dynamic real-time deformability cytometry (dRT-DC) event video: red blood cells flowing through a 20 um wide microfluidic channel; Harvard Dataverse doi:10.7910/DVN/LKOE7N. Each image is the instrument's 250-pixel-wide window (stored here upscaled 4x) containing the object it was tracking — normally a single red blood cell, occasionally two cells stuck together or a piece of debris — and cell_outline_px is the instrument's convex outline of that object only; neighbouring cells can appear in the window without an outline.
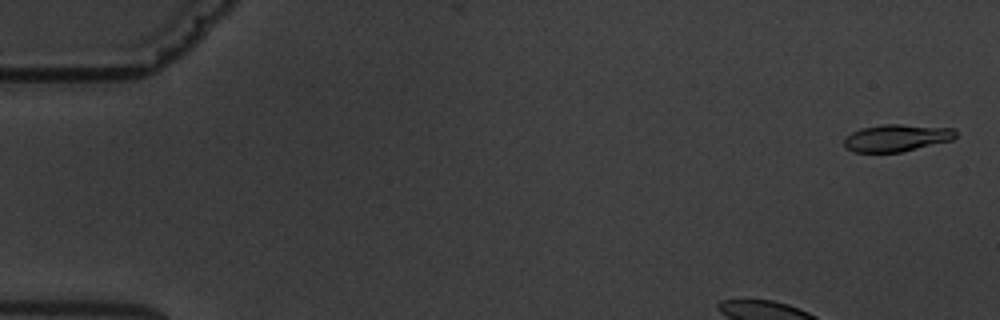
{"species": "common noctule bat (a hibernating species)", "species_latin": "Nyctalus noctula", "temperature_condition": "warm", "stored_images_in_passage": 11, "camera_frame_rate_fps": 3000, "um_per_image_px": 0.085, "animal": {"sex": "male", "body_mass_g": 19.5, "forearm_length_mm": 54.6}, "frame": {"image": 1, "passage_image": 1, "time_ms": 0.0, "image_size_px": [1000, 320], "cell_outline_px": [[956, 136], [952, 140], [900, 152], [852, 152], [844, 148], [844, 136], [860, 128], [884, 124], [900, 124], [956, 128]], "centroid_in_image_um": [76.18, 11.71], "position_along_channel_um": 8.8, "area_um2": 17.8}}